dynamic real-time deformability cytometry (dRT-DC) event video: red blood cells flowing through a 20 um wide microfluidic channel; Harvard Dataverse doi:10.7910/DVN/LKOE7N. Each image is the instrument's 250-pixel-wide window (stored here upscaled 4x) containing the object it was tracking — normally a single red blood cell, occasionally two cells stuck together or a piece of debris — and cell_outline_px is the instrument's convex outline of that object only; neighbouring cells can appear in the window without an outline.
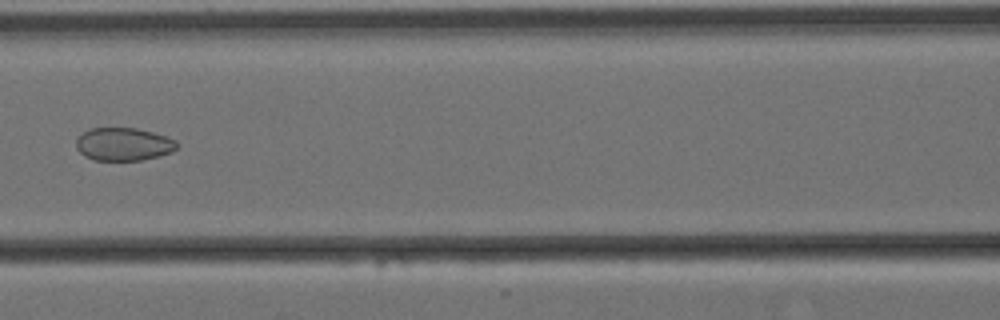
{"species": "Egyptian fruit bat (a non-hibernating species)", "species_latin": "Rousettus aegyptiacus", "temperature_condition": "cold", "stored_images_in_passage": 11, "segment_of_instrument_passage": [2, 2], "camera_frame_rate_fps": 3000, "um_per_image_px": 0.085, "animal": {"sex": "female"}, "frame": {"image": 1, "passage_image": 7, "time_ms": 2.0, "image_size_px": [1000, 320], "cell_outline_px": [[176, 148], [172, 152], [160, 156], [140, 160], [92, 160], [84, 156], [76, 148], [76, 140], [88, 128], [136, 128], [152, 132], [176, 140]], "centroid_in_image_um": [10.48, 12.26], "position_along_channel_um": 156.1, "area_um2": 19.31}}
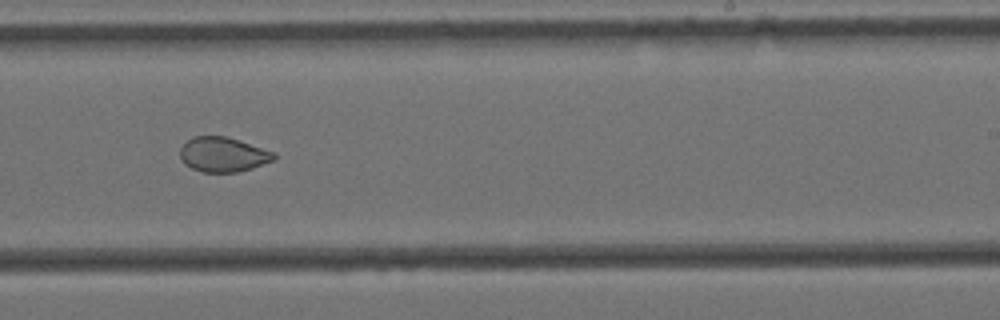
{"frame": {"image": 2, "passage_image": 10, "time_ms": 3.0, "image_size_px": [1000, 320], "cell_outline_px": [[276, 160], [252, 168], [236, 172], [204, 172], [192, 168], [184, 164], [180, 160], [180, 148], [192, 136], [224, 136], [276, 152]], "centroid_in_image_um": [18.96, 13.14], "position_along_channel_um": 270.0, "area_um2": 19.02}}
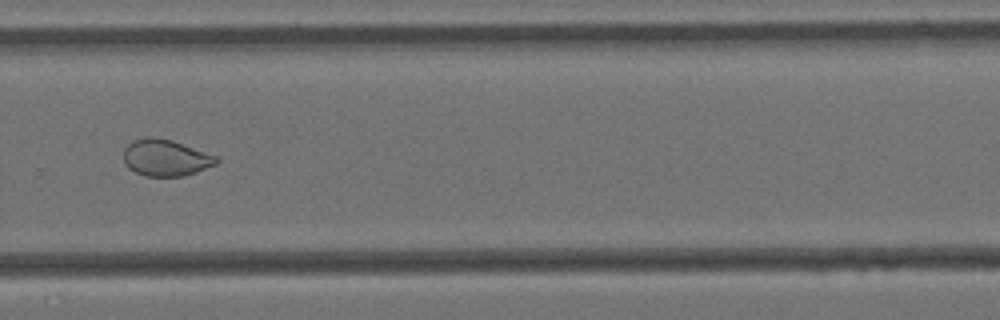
{"frame": {"image": 3, "passage_image": 11, "time_ms": 3.333, "image_size_px": [1000, 320], "cell_outline_px": [[220, 160], [216, 164], [196, 172], [180, 176], [144, 176], [128, 168], [124, 164], [124, 148], [132, 140], [148, 136], [152, 136], [172, 140], [220, 156]], "centroid_in_image_um": [14.09, 13.39], "position_along_channel_um": 315.7, "area_um2": 20.06}}